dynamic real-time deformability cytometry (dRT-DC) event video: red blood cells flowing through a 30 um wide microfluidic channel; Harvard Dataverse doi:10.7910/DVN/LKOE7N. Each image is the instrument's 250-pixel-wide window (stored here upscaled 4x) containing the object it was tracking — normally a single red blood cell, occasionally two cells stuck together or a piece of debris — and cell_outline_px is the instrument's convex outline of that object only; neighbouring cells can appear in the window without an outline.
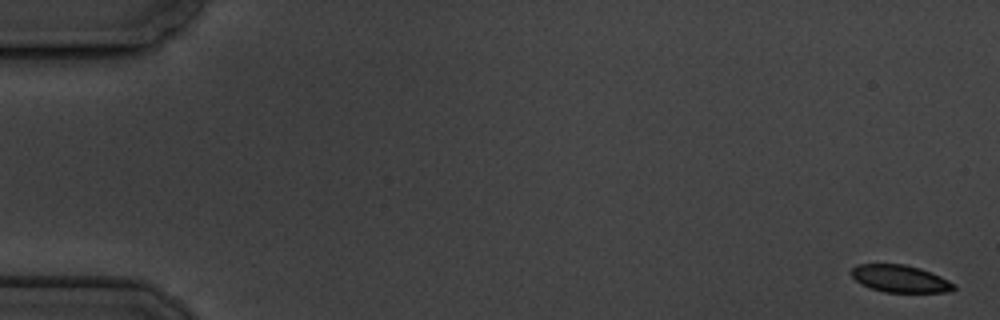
{"species": "common noctule bat (a hibernating species)", "species_latin": "Nyctalus noctula", "temperature_condition": "cold", "stored_images_in_passage": 8, "camera_frame_rate_fps": 3000, "um_per_image_px": 0.085, "animal": {"sex": "male", "body_mass_g": 19.5, "forearm_length_mm": 54.6}, "frame": {"image": 1, "passage_image": 1, "time_ms": 0.0, "image_size_px": [1000, 320], "cell_outline_px": [[956, 288], [948, 292], [884, 292], [860, 284], [852, 276], [852, 268], [856, 264], [904, 264], [920, 268], [932, 272], [956, 284]], "centroid_in_image_um": [76.53, 23.69], "position_along_channel_um": 8.5, "area_um2": 16.3}}
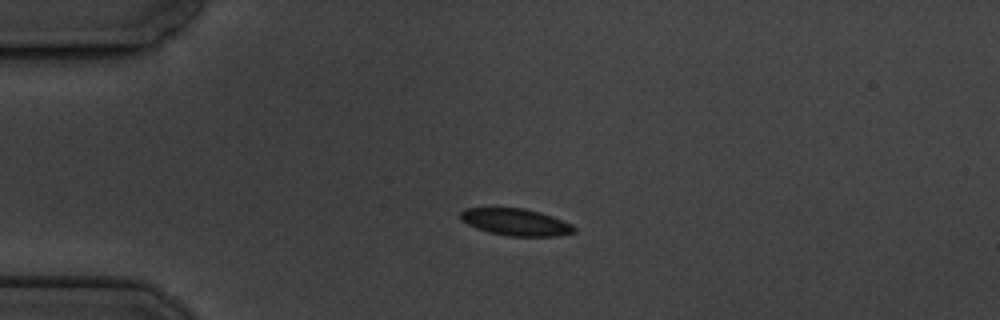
{"frame": {"image": 2, "passage_image": 5, "time_ms": 4.333, "image_size_px": [1000, 320], "cell_outline_px": [[576, 232], [560, 236], [508, 236], [488, 232], [476, 228], [460, 220], [460, 212], [464, 208], [524, 208], [540, 212], [552, 216], [572, 224], [576, 228]], "centroid_in_image_um": [43.85, 18.88], "position_along_channel_um": 41.2, "area_um2": 17.98}}